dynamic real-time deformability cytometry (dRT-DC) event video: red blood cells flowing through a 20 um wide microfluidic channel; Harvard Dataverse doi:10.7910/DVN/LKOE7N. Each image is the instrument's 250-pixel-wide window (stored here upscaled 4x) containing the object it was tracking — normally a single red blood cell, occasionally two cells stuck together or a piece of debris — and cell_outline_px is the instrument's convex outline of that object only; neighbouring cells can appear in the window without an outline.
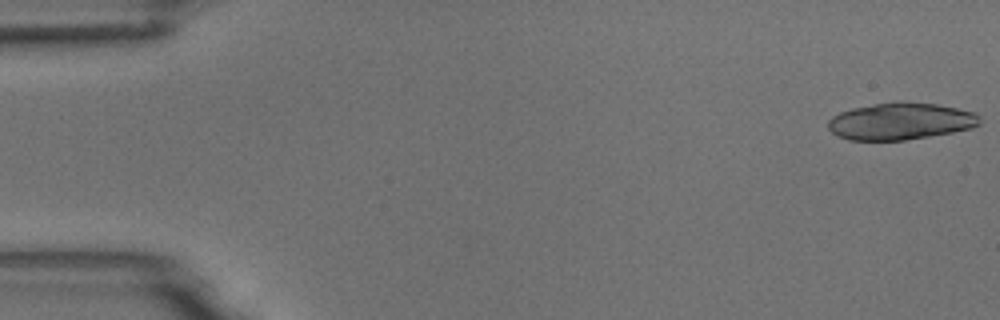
{"species": "common noctule bat (a hibernating species)", "species_latin": "Nyctalus noctula", "temperature_condition": "room temperature", "stored_images_in_passage": 20, "camera_frame_rate_fps": 3000, "um_per_image_px": 0.085, "animal": {"sex": "male", "body_mass_g": 18.8}, "frame": {"image": 1, "passage_image": 1, "time_ms": 0.0, "image_size_px": [1000, 320], "cell_outline_px": [[980, 124], [972, 128], [952, 132], [904, 140], [848, 140], [832, 132], [828, 128], [828, 120], [832, 116], [840, 112], [852, 108], [872, 104], [896, 100], [900, 100], [936, 104], [976, 112], [980, 116]], "centroid_in_image_um": [76.55, 10.29], "position_along_channel_um": 8.5, "area_um2": 32.89}}